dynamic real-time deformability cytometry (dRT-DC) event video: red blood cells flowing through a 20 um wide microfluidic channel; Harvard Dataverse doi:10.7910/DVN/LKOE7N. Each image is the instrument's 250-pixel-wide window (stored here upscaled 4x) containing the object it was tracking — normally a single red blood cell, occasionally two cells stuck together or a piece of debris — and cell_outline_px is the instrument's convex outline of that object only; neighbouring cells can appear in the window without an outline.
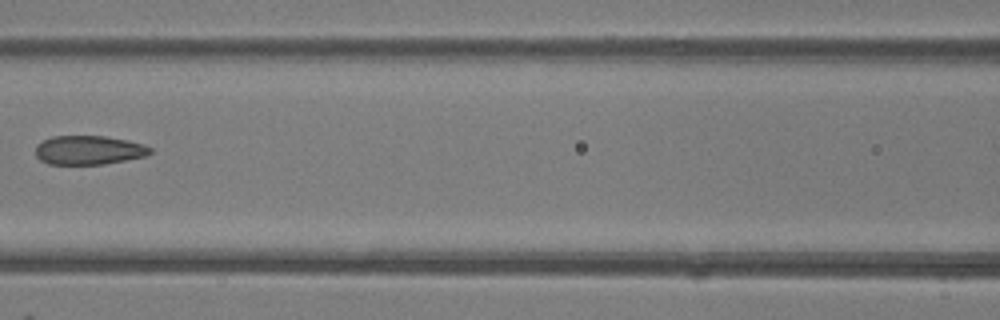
{"species": "common noctule bat (a hibernating species)", "species_latin": "Nyctalus noctula", "temperature_condition": "room temperature", "stored_images_in_passage": 6, "segment_of_instrument_passage": [1, 2], "camera_frame_rate_fps": 3000, "um_per_image_px": 0.085, "animal": {"sex": "female"}, "frame": {"image": 1, "passage_image": 3, "time_ms": 2.333, "image_size_px": [1000, 320], "cell_outline_px": [[152, 152], [144, 156], [104, 164], [48, 164], [40, 160], [36, 156], [36, 144], [52, 136], [104, 136], [128, 140], [144, 144], [152, 148]], "centroid_in_image_um": [7.53, 12.75], "position_along_channel_um": 159.1, "area_um2": 19.36}}
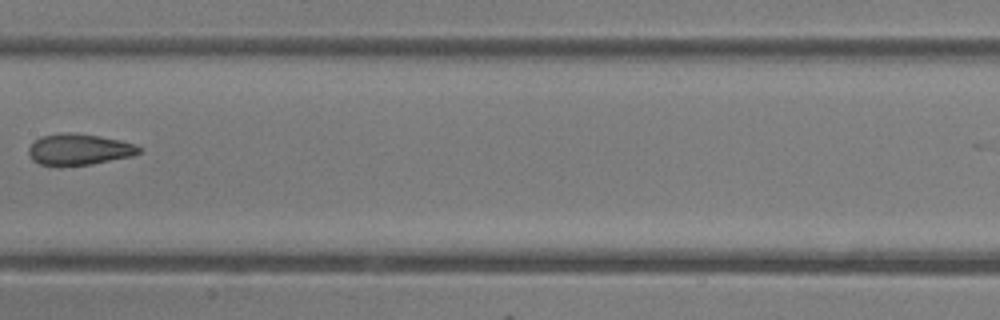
{"frame": {"image": 2, "passage_image": 4, "time_ms": 3.333, "image_size_px": [1000, 320], "cell_outline_px": [[140, 152], [132, 156], [92, 164], [60, 168], [40, 164], [32, 160], [28, 152], [28, 148], [40, 136], [60, 132], [72, 132], [100, 136], [120, 140], [136, 144], [140, 148]], "centroid_in_image_um": [6.68, 12.72], "position_along_channel_um": 200.7, "area_um2": 20.58}}
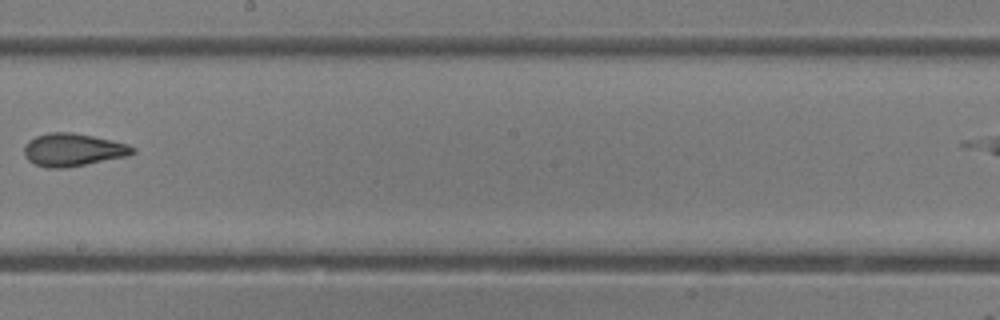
{"frame": {"image": 3, "passage_image": 5, "time_ms": 4.333, "image_size_px": [1000, 320], "cell_outline_px": [[136, 152], [128, 156], [64, 168], [48, 168], [36, 164], [28, 160], [24, 152], [24, 144], [28, 140], [36, 136], [48, 132], [72, 132], [112, 140], [128, 144], [136, 148]], "centroid_in_image_um": [6.21, 12.72], "position_along_channel_um": 242.0, "area_um2": 20.75}}